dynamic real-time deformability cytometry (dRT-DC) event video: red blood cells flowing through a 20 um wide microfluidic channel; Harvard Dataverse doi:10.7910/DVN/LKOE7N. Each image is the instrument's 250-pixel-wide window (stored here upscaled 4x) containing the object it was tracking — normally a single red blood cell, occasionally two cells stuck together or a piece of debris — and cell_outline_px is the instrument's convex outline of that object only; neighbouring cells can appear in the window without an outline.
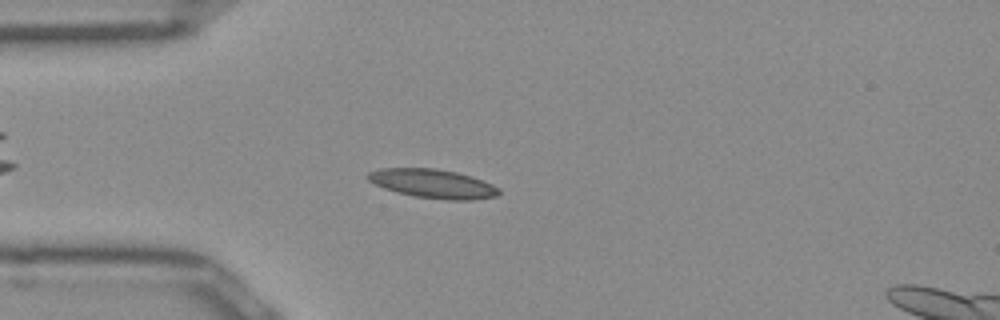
{"species": "Egyptian fruit bat (a non-hibernating species)", "species_latin": "Rousettus aegyptiacus", "temperature_condition": "room temperature", "stored_images_in_passage": 32, "camera_frame_rate_fps": 3000, "um_per_image_px": 0.085, "frame": {"image": 1, "passage_image": 5, "time_ms": 1.333, "image_size_px": [1000, 320], "cell_outline_px": [[500, 192], [496, 196], [472, 200], [448, 200], [412, 196], [396, 192], [384, 188], [368, 180], [364, 176], [368, 172], [380, 168], [436, 168], [456, 172], [472, 176], [492, 184], [500, 188]], "centroid_in_image_um": [36.78, 15.61], "position_along_channel_um": 48.2, "area_um2": 22.25}}
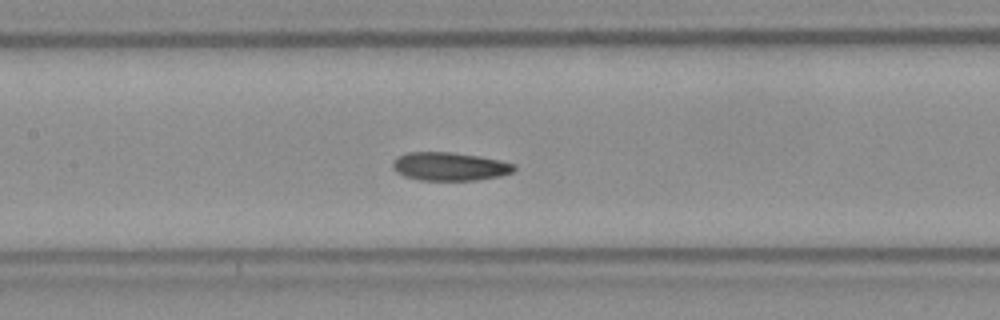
{"frame": {"image": 2, "passage_image": 15, "time_ms": 4.667, "image_size_px": [1000, 320], "cell_outline_px": [[516, 168], [512, 172], [500, 176], [476, 180], [420, 180], [404, 176], [396, 172], [392, 164], [400, 156], [408, 152], [448, 152], [480, 156], [500, 160], [516, 164]], "centroid_in_image_um": [38.26, 14.15], "position_along_channel_um": 169.1, "area_um2": 19.94}}
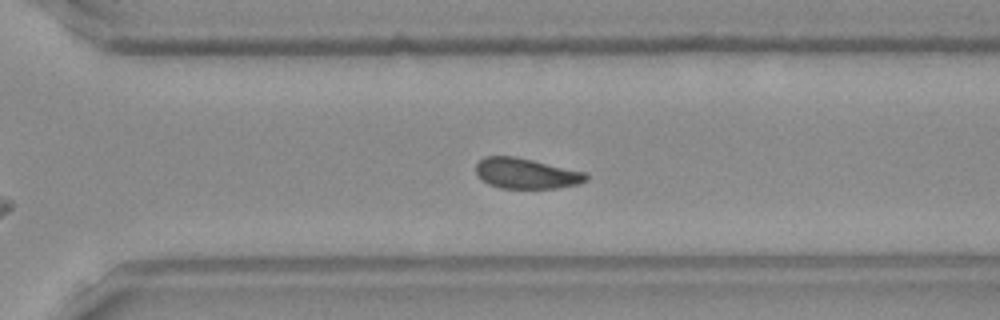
{"frame": {"image": 3, "passage_image": 27, "time_ms": 8.667, "image_size_px": [1000, 320], "cell_outline_px": [[588, 180], [580, 184], [556, 188], [500, 188], [488, 184], [480, 180], [476, 172], [476, 164], [484, 156], [512, 156], [532, 160], [584, 172], [588, 176]], "centroid_in_image_um": [44.7, 14.75], "position_along_channel_um": 325.9, "area_um2": 19.54}, "authors_computed_cell_mechanics": {"area_um2": 20.2011, "velocity_mm_per_s": 3.9273, "shape_relaxation_time_tau1_ms": 6.1844, "shape_relaxation_time_tau2_ms": 2.6442, "deformation_change_tau1": 0.1544, "deformation_change_tau2": 0.0915}}